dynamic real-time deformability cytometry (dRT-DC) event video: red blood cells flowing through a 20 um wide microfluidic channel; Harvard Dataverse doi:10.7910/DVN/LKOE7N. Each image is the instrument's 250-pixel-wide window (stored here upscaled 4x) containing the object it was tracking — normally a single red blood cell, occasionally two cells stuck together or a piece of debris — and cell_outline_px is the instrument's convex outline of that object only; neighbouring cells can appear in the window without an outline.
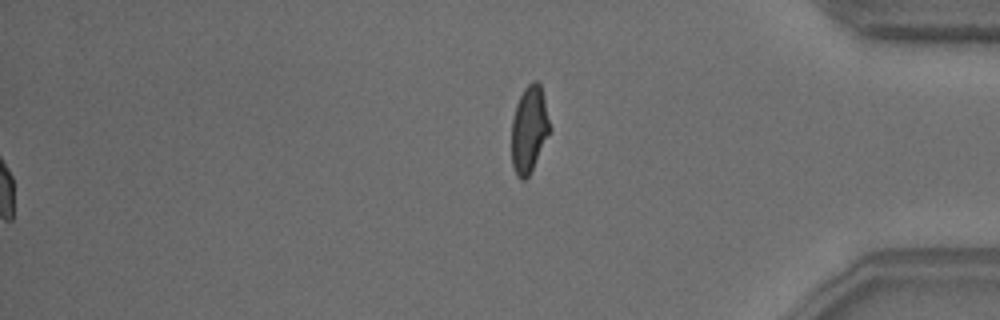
{"species": "common noctule bat (a hibernating species)", "species_latin": "Nyctalus noctula", "temperature_condition": "warm", "stored_images_in_passage": 44, "segment_of_instrument_passage": [2, 2], "camera_frame_rate_fps": 3000, "um_per_image_px": 0.085, "animal": {"sex": "male", "body_mass_g": 18.8}, "frame": {"image": 1, "passage_image": 44, "time_ms": 14.333, "image_size_px": [1000, 320], "cell_outline_px": [[552, 132], [528, 176], [524, 180], [520, 180], [516, 176], [512, 164], [512, 120], [516, 104], [524, 88], [532, 80], [536, 80], [540, 84], [552, 128]], "centroid_in_image_um": [45.0, 11.0], "position_along_channel_um": 390.2, "area_um2": 19.59}}